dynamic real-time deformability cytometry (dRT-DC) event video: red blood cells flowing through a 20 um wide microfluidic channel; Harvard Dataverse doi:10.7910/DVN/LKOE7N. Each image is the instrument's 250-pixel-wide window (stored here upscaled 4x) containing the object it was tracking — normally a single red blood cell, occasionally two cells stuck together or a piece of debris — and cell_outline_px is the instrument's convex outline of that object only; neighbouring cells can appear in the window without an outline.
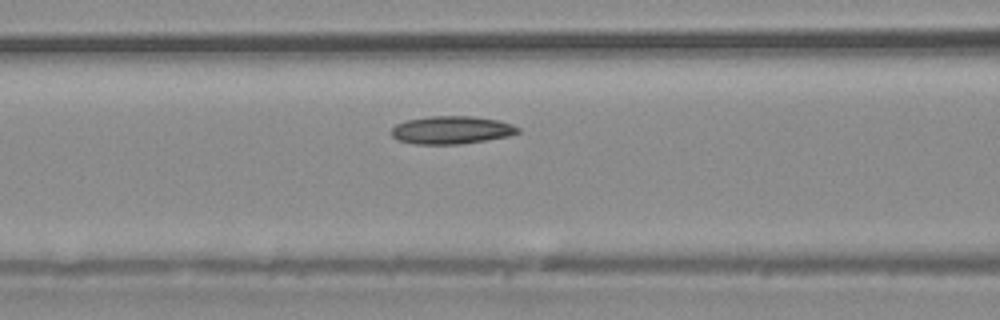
{"species": "common noctule bat (a hibernating species)", "species_latin": "Nyctalus noctula", "temperature_condition": "warm", "stored_images_in_passage": 33, "camera_frame_rate_fps": 3000, "um_per_image_px": 0.085, "animal": {"sex": "male", "body_mass_g": 20.4}, "frame": {"image": 1, "passage_image": 11, "time_ms": 3.333, "image_size_px": [1000, 320], "cell_outline_px": [[520, 132], [508, 136], [460, 144], [416, 144], [396, 140], [388, 132], [396, 124], [408, 120], [428, 116], [472, 116], [500, 120], [520, 128]], "centroid_in_image_um": [38.34, 11.05], "position_along_channel_um": 128.3, "area_um2": 20.63}}
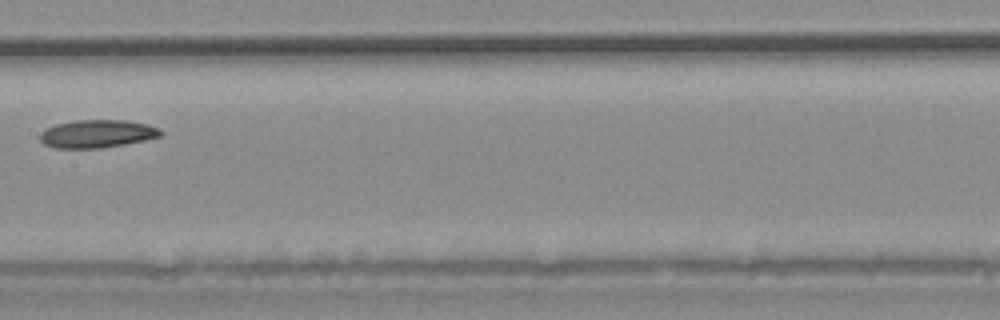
{"frame": {"image": 2, "passage_image": 15, "time_ms": 4.667, "image_size_px": [1000, 320], "cell_outline_px": [[164, 132], [160, 136], [144, 140], [124, 144], [100, 148], [52, 148], [44, 144], [40, 140], [40, 132], [56, 124], [76, 120], [128, 120], [148, 124], [160, 128]], "centroid_in_image_um": [8.27, 11.36], "position_along_channel_um": 199.1, "area_um2": 19.71}}
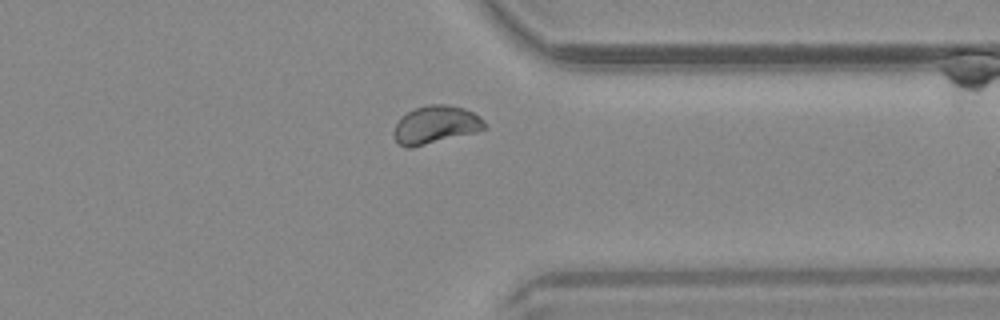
{"frame": {"image": 3, "passage_image": 25, "time_ms": 8.0, "image_size_px": [1000, 320], "cell_outline_px": [[488, 128], [476, 132], [412, 148], [408, 148], [400, 144], [396, 140], [392, 132], [396, 124], [408, 112], [416, 108], [428, 104], [444, 104], [464, 108], [480, 116], [484, 120]], "centroid_in_image_um": [37.06, 10.61], "position_along_channel_um": 374.3, "area_um2": 20.0}}